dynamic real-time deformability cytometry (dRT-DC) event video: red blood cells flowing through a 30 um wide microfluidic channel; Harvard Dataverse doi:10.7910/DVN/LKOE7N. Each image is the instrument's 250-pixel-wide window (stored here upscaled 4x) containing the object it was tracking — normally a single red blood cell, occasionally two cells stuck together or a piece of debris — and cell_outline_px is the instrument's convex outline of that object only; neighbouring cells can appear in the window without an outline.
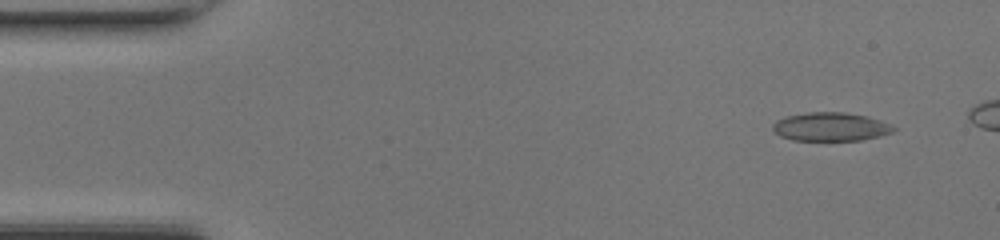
{"species": "common noctule bat (a hibernating species)", "species_latin": "Nyctalus noctula", "temperature_condition": "room temperature", "stored_images_in_passage": 43, "camera_frame_rate_fps": 3000, "um_per_image_px": 0.085, "animal": {"sex": "female", "body_mass_g": 17.0, "forearm_length_mm": 48.0}, "frame": {"image": 1, "passage_image": 4, "time_ms": 1.0, "image_size_px": [1000, 240], "cell_outline_px": [[896, 128], [892, 132], [880, 136], [860, 140], [792, 140], [780, 136], [772, 128], [772, 124], [776, 120], [784, 116], [808, 112], [844, 112], [864, 116], [880, 120], [892, 124]], "centroid_in_image_um": [70.58, 10.77], "position_along_channel_um": 14.4, "area_um2": 20.11}}
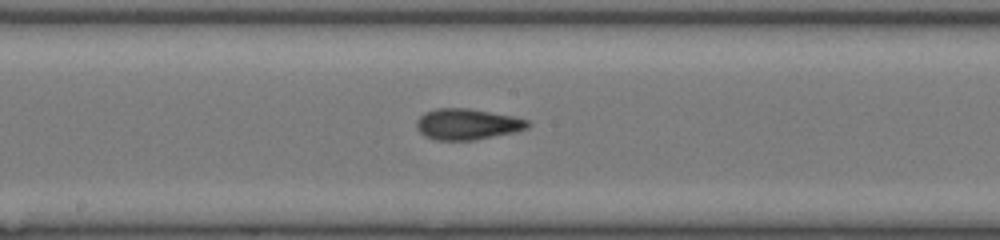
{"frame": {"image": 2, "passage_image": 25, "time_ms": 8.0, "image_size_px": [1000, 240], "cell_outline_px": [[532, 124], [528, 128], [516, 132], [472, 140], [436, 140], [424, 136], [416, 128], [416, 120], [424, 112], [436, 108], [468, 108], [512, 116], [528, 120]], "centroid_in_image_um": [39.7, 10.55], "position_along_channel_um": 208.5, "area_um2": 20.17}}
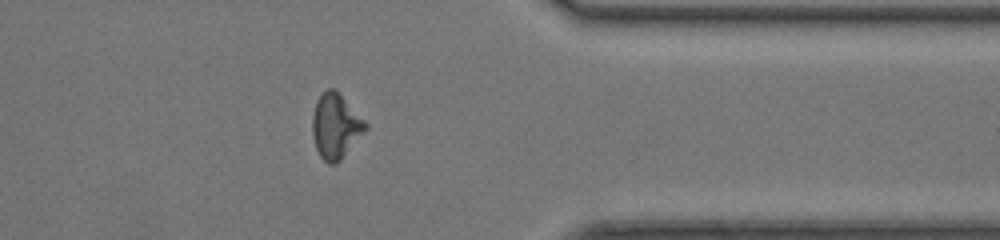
{"frame": {"image": 3, "passage_image": 38, "time_ms": 12.333, "image_size_px": [1000, 240], "cell_outline_px": [[368, 128], [340, 160], [336, 164], [328, 164], [320, 156], [316, 148], [312, 132], [312, 116], [316, 100], [328, 88], [336, 88], [368, 124]], "centroid_in_image_um": [28.53, 10.7], "position_along_channel_um": 382.9, "area_um2": 20.11}, "authors_computed_cell_mechanics": {"area_um2": 19.8832, "velocity_mm_per_s": 4.3535, "shape_relaxation_time_tau1_ms": 6.9254, "shape_relaxation_time_tau2_ms": 2.5075, "deformation_change_tau1": 0.1572, "deformation_change_tau2": 0.0997}}